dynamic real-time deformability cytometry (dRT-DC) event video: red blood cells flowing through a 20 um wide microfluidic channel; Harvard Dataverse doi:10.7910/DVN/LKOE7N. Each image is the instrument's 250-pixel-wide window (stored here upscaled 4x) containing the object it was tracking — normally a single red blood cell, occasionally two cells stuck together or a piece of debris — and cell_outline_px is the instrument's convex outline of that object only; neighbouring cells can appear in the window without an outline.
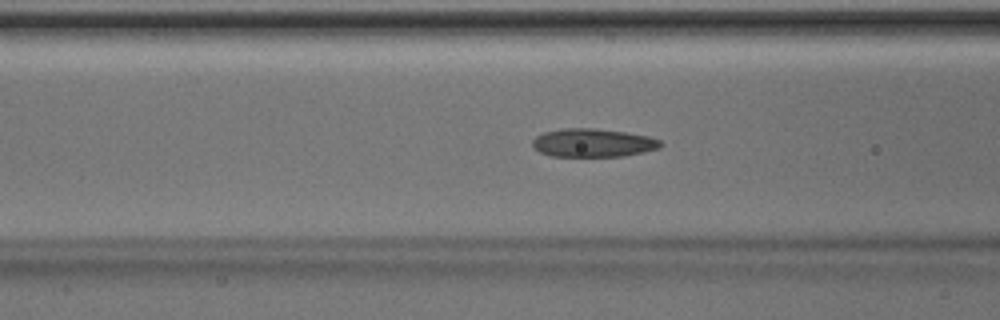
{"species": "Egyptian fruit bat (a non-hibernating species)", "species_latin": "Rousettus aegyptiacus", "temperature_condition": "room temperature", "stored_images_in_passage": 50, "camera_frame_rate_fps": 3000, "um_per_image_px": 0.085, "animal": {"sex": "male"}, "frame": {"image": 1, "passage_image": 19, "time_ms": 6.0, "image_size_px": [1000, 320], "cell_outline_px": [[664, 144], [660, 148], [644, 152], [624, 156], [552, 156], [540, 152], [532, 148], [532, 140], [536, 136], [544, 132], [564, 128], [596, 128], [624, 132], [648, 136], [660, 140]], "centroid_in_image_um": [50.4, 12.14], "position_along_channel_um": 116.2, "area_um2": 21.27}}
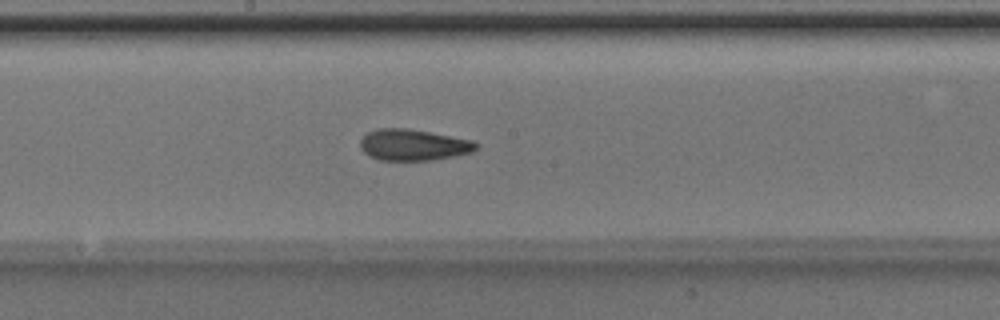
{"frame": {"image": 2, "passage_image": 26, "time_ms": 8.333, "image_size_px": [1000, 320], "cell_outline_px": [[480, 144], [472, 152], [456, 156], [432, 160], [380, 160], [368, 156], [360, 148], [360, 140], [368, 132], [376, 128], [408, 128], [472, 140]], "centroid_in_image_um": [35.12, 12.32], "position_along_channel_um": 213.1, "area_um2": 21.21}}
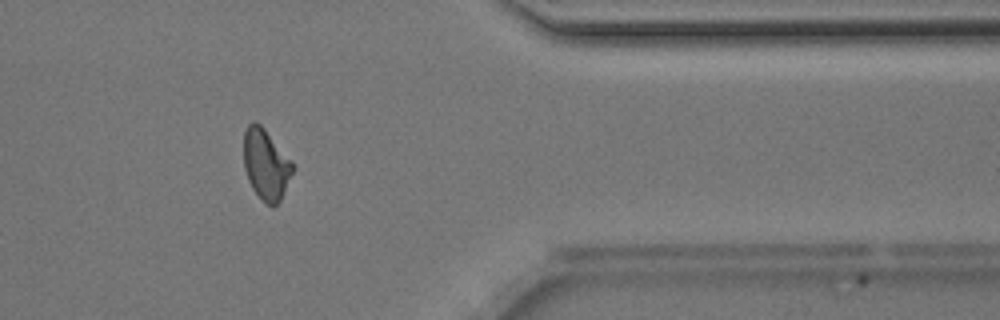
{"frame": {"image": 3, "passage_image": 40, "time_ms": 13.0, "image_size_px": [1000, 320], "cell_outline_px": [[292, 172], [280, 200], [272, 208], [264, 204], [252, 188], [248, 180], [244, 168], [244, 132], [248, 124], [252, 120], [260, 124], [264, 128], [292, 160]], "centroid_in_image_um": [22.58, 13.98], "position_along_channel_um": 388.8, "area_um2": 20.11}, "authors_computed_cell_mechanics": {"area_um2": 21.2126, "velocity_mm_per_s": 4.1555, "shape_relaxation_time_tau1_ms": 5.0077, "shape_relaxation_time_tau2_ms": 2.0628, "deformation_change_tau1": 0.1449, "deformation_change_tau2": 0.0892}}